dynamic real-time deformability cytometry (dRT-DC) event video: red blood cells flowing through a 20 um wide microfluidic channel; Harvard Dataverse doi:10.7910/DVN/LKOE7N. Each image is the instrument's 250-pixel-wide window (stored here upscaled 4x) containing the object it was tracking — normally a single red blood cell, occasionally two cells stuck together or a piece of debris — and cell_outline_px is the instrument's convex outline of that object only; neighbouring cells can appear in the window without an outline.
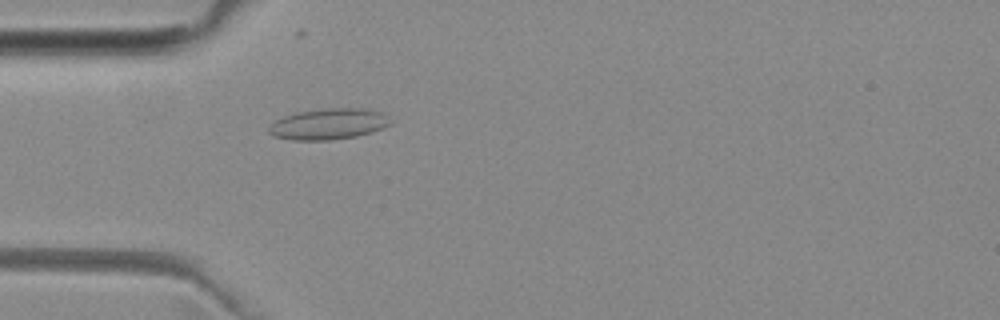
{"species": "common noctule bat (a hibernating species)", "species_latin": "Nyctalus noctula", "temperature_condition": "room temperature", "stored_images_in_passage": 52, "camera_frame_rate_fps": 3000, "um_per_image_px": 0.085, "animal": {"sex": "female", "body_mass_g": 29.2, "forearm_length_mm": 56.3}, "frame": {"image": 1, "passage_image": 15, "time_ms": 4.667, "image_size_px": [1000, 320], "cell_outline_px": [[392, 124], [372, 132], [356, 136], [332, 140], [292, 140], [272, 136], [268, 132], [268, 128], [276, 120], [284, 116], [296, 112], [320, 108], [368, 108], [384, 112], [392, 120]], "centroid_in_image_um": [27.96, 10.53], "position_along_channel_um": 57.0, "area_um2": 22.37}}
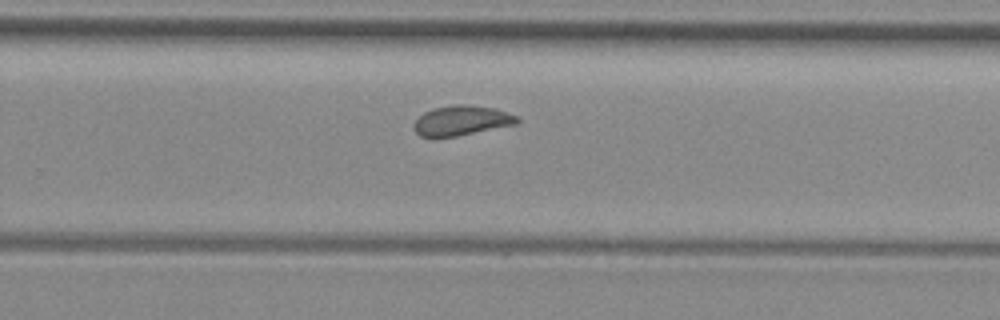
{"frame": {"image": 2, "passage_image": 33, "time_ms": 10.667, "image_size_px": [1000, 320], "cell_outline_px": [[520, 120], [516, 124], [456, 136], [420, 136], [416, 132], [416, 120], [424, 112], [432, 108], [452, 104], [468, 104], [496, 108], [516, 116]], "centroid_in_image_um": [39.26, 10.21], "position_along_channel_um": 290.5, "area_um2": 17.69}}
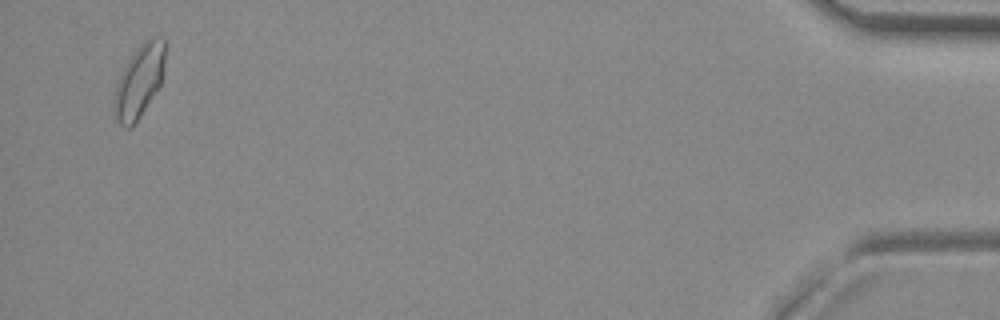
{"frame": {"image": 3, "passage_image": 50, "time_ms": 16.333, "image_size_px": [1000, 320], "cell_outline_px": [[168, 44], [160, 84], [140, 116], [132, 128], [124, 128], [120, 124], [112, 108], [112, 100], [116, 84], [128, 60], [140, 44], [144, 40], [152, 36], [164, 36]], "centroid_in_image_um": [11.85, 6.85], "position_along_channel_um": 423.4, "area_um2": 21.85}, "authors_computed_cell_mechanics": {"area_um2": 18.6983, "velocity_mm_per_s": 3.9592, "shape_relaxation_time_tau1_ms": null, "shape_relaxation_time_tau2_ms": 1.0548, "deformation_change_tau1": null, "deformation_change_tau2": 0.0596}}